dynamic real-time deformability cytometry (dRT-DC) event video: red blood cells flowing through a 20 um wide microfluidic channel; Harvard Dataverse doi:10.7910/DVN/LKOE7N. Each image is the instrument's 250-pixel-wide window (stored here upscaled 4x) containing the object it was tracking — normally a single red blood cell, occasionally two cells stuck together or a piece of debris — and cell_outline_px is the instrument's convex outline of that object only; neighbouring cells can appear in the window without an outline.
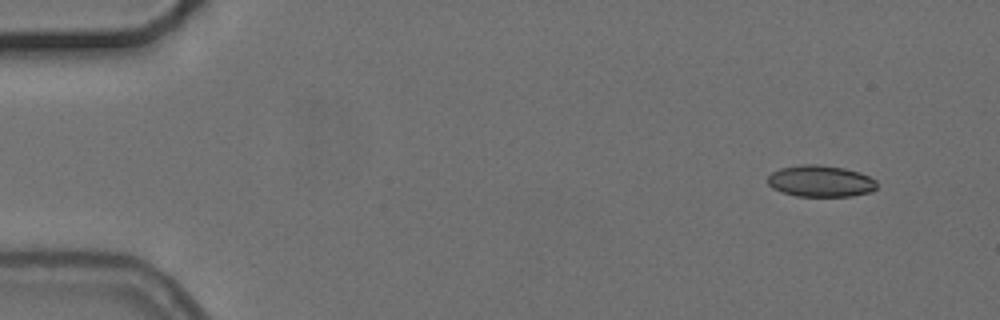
{"species": "common noctule bat (a hibernating species)", "species_latin": "Nyctalus noctula", "temperature_condition": "cold", "stored_images_in_passage": 4, "camera_frame_rate_fps": 3000, "um_per_image_px": 0.085, "animal": {"sex": "female", "body_mass_g": 24.6, "forearm_length_mm": 56.2}, "frame": {"image": 1, "passage_image": 1, "time_ms": 0.0, "image_size_px": [1000, 320], "cell_outline_px": [[876, 188], [872, 192], [852, 196], [796, 196], [780, 192], [772, 188], [768, 184], [768, 176], [772, 172], [780, 168], [800, 164], [820, 164], [844, 168], [860, 172], [876, 180]], "centroid_in_image_um": [69.74, 15.39], "position_along_channel_um": 15.3, "area_um2": 20.29}}
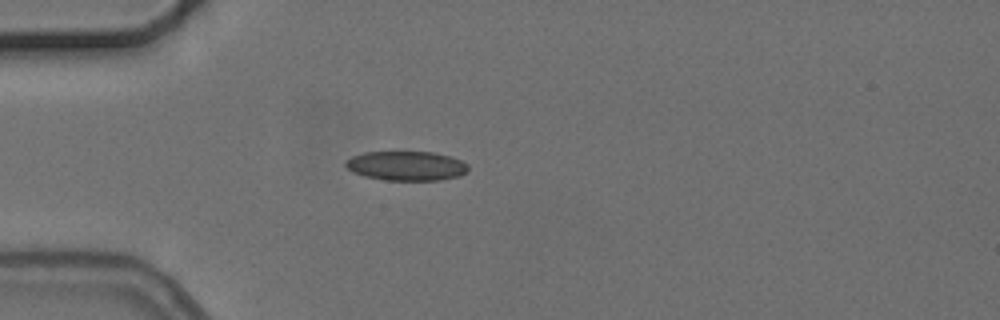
{"frame": {"image": 2, "passage_image": 4, "time_ms": 3.667, "image_size_px": [1000, 320], "cell_outline_px": [[468, 172], [460, 176], [440, 180], [384, 180], [364, 176], [352, 172], [344, 164], [344, 160], [352, 156], [364, 152], [432, 152], [448, 156], [460, 160], [468, 164]], "centroid_in_image_um": [34.52, 14.1], "position_along_channel_um": 50.5, "area_um2": 21.1}}